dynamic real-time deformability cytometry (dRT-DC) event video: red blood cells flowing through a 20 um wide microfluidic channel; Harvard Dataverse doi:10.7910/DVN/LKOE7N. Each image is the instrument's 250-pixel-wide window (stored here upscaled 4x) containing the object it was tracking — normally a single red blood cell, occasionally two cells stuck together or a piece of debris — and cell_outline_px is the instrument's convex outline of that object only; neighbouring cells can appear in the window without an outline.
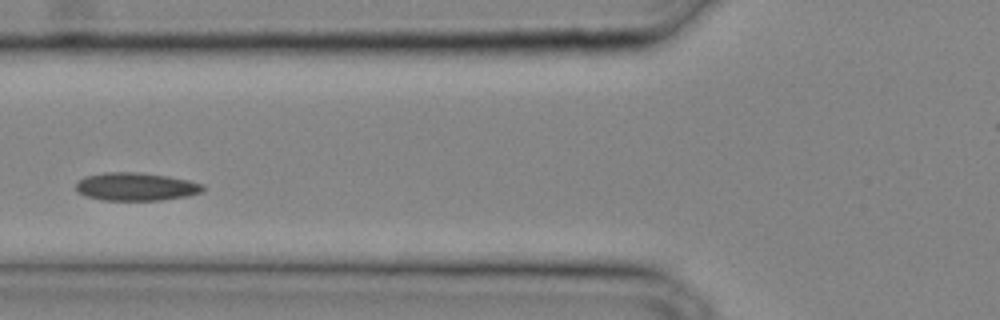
{"species": "common noctule bat (a hibernating species)", "species_latin": "Nyctalus noctula", "temperature_condition": "cold", "stored_images_in_passage": 27, "camera_frame_rate_fps": 3000, "um_per_image_px": 0.085, "animal": {"sex": "male", "body_mass_g": 20.4}, "frame": {"image": 1, "passage_image": 8, "time_ms": 2.333, "image_size_px": [1000, 320], "cell_outline_px": [[204, 192], [188, 196], [160, 200], [104, 200], [88, 196], [80, 192], [76, 188], [76, 184], [84, 176], [104, 172], [136, 172], [168, 176], [188, 180], [204, 184]], "centroid_in_image_um": [11.61, 15.86], "position_along_channel_um": 114.2, "area_um2": 20.69}}